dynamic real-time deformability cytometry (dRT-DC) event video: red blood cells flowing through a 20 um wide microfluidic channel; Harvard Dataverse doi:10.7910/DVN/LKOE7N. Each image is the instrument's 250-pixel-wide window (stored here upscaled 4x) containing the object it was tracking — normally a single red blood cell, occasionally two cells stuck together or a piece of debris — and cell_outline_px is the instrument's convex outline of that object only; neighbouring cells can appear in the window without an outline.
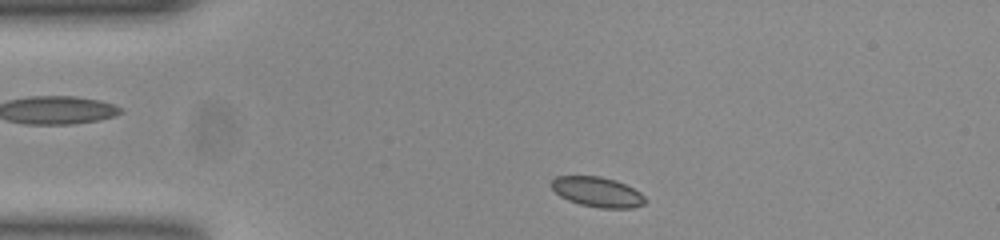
{"species": "common noctule bat (a hibernating species)", "species_latin": "Nyctalus noctula", "temperature_condition": "room temperature", "stored_images_in_passage": 44, "camera_frame_rate_fps": 3000, "um_per_image_px": 0.085, "animal": {"sex": "female", "body_mass_g": 23.0, "forearm_length_mm": 53.4}, "frame": {"image": 1, "passage_image": 2, "time_ms": 0.333, "image_size_px": [1000, 240], "cell_outline_px": [[648, 200], [644, 204], [632, 208], [600, 208], [580, 204], [568, 200], [560, 196], [552, 188], [552, 180], [556, 176], [600, 176], [616, 180], [640, 192]], "centroid_in_image_um": [50.8, 16.32], "position_along_channel_um": 34.2, "area_um2": 16.36}}
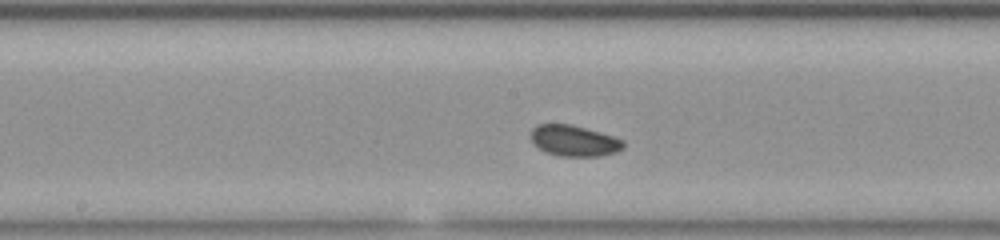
{"frame": {"image": 2, "passage_image": 18, "time_ms": 5.667, "image_size_px": [1000, 240], "cell_outline_px": [[624, 148], [616, 152], [600, 156], [556, 156], [540, 148], [532, 140], [532, 128], [536, 124], [568, 124], [584, 128], [612, 136], [624, 140]], "centroid_in_image_um": [48.82, 11.97], "position_along_channel_um": 199.4, "area_um2": 16.42}}
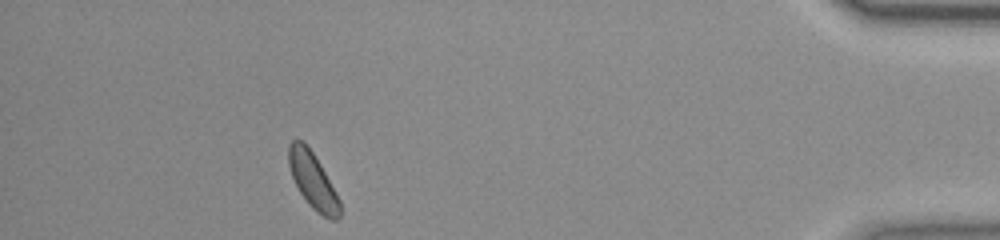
{"frame": {"image": 3, "passage_image": 39, "time_ms": 12.667, "image_size_px": [1000, 240], "cell_outline_px": [[340, 216], [336, 220], [332, 220], [316, 212], [308, 204], [300, 192], [292, 176], [288, 164], [288, 144], [292, 140], [300, 140], [312, 152], [320, 164], [340, 200]], "centroid_in_image_um": [26.58, 15.37], "position_along_channel_um": 408.6, "area_um2": 16.36}, "authors_computed_cell_mechanics": {"area_um2": 16.5886, "velocity_mm_per_s": 3.8305, "shape_relaxation_time_tau1_ms": 1.3224, "shape_relaxation_time_tau2_ms": null, "deformation_change_tau1": 0.0379, "deformation_change_tau2": null}}